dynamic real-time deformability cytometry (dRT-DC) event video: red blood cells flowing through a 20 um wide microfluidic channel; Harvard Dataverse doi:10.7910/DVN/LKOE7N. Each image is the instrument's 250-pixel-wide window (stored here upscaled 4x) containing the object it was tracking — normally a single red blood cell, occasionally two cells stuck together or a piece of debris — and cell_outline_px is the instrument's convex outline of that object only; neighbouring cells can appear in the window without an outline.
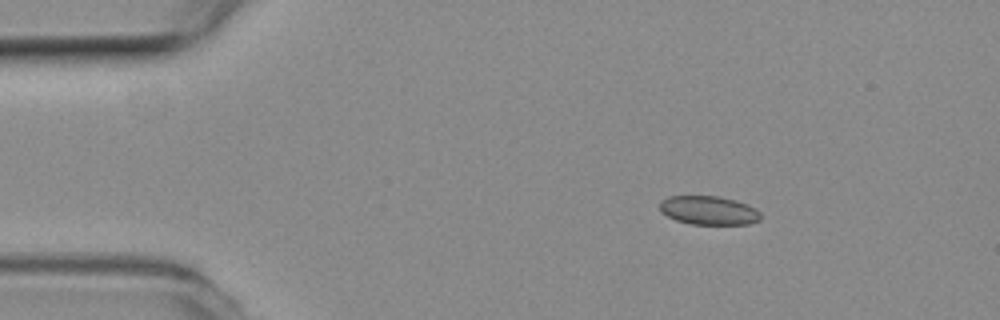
{"species": "common noctule bat (a hibernating species)", "species_latin": "Nyctalus noctula", "temperature_condition": "room temperature", "stored_images_in_passage": 4, "camera_frame_rate_fps": 3000, "um_per_image_px": 0.085, "animal": {"sex": "female", "body_mass_g": 19.3, "forearm_length_mm": 54.1}, "frame": {"image": 1, "passage_image": 2, "time_ms": 0.333, "image_size_px": [1000, 320], "cell_outline_px": [[760, 220], [748, 224], [692, 224], [676, 220], [660, 212], [660, 200], [668, 196], [720, 196], [736, 200], [748, 204], [756, 208], [760, 212]], "centroid_in_image_um": [60.24, 17.87], "position_along_channel_um": 24.8, "area_um2": 17.05}}